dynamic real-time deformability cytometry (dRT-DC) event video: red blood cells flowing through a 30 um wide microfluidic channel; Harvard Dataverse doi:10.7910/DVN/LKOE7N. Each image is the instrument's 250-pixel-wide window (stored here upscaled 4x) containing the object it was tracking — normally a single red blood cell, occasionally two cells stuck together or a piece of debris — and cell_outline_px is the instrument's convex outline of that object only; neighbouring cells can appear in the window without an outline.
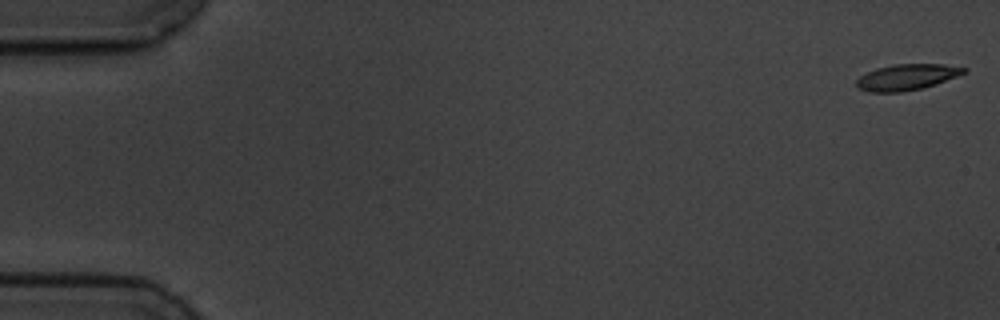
{"species": "common noctule bat (a hibernating species)", "species_latin": "Nyctalus noctula", "temperature_condition": "cold", "stored_images_in_passage": 3, "camera_frame_rate_fps": 3000, "um_per_image_px": 0.085, "animal": {"sex": "male", "body_mass_g": 19.5, "forearm_length_mm": 54.6}, "frame": {"image": 1, "passage_image": 1, "time_ms": 0.0, "image_size_px": [1000, 320], "cell_outline_px": [[968, 68], [964, 72], [956, 76], [936, 84], [924, 88], [900, 92], [868, 92], [856, 88], [856, 80], [860, 76], [876, 68], [892, 64], [944, 64]], "centroid_in_image_um": [77.03, 6.56], "position_along_channel_um": 8.0, "area_um2": 16.3}}